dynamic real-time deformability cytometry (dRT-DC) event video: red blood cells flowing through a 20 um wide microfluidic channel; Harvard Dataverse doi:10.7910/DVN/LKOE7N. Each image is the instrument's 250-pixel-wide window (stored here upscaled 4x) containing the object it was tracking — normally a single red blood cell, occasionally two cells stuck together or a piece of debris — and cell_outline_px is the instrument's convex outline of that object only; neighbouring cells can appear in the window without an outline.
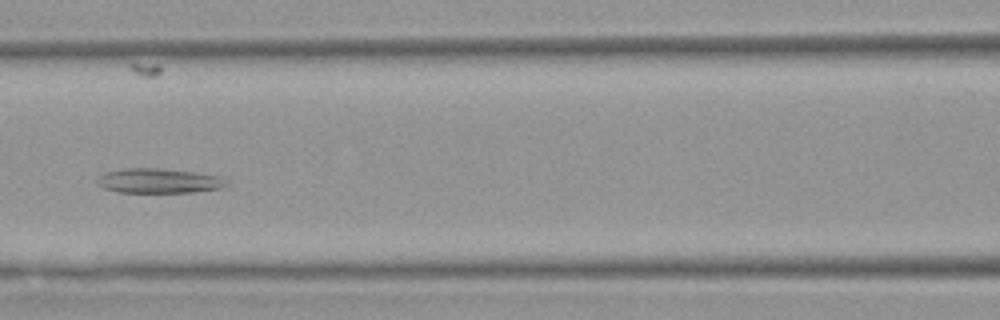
{"species": "Egyptian fruit bat (a non-hibernating species)", "species_latin": "Rousettus aegyptiacus", "temperature_condition": "warm", "stored_images_in_passage": 43, "camera_frame_rate_fps": 3000, "um_per_image_px": 0.085, "animal": {"sex": "female"}, "frame": {"image": 1, "passage_image": 14, "time_ms": 4.333, "image_size_px": [1000, 320], "cell_outline_px": [[228, 184], [224, 188], [192, 192], [120, 192], [104, 188], [96, 184], [96, 180], [100, 176], [108, 172], [124, 168], [160, 168], [196, 172], [220, 176], [228, 180]], "centroid_in_image_um": [13.55, 15.37], "position_along_channel_um": 153.0, "area_um2": 18.67}}
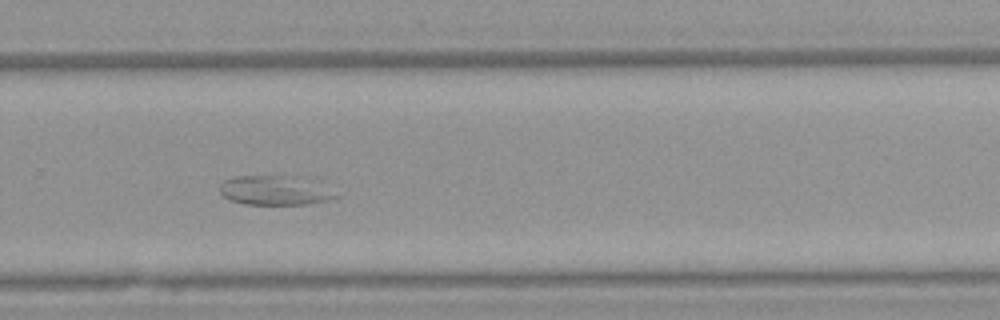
{"frame": {"image": 2, "passage_image": 26, "time_ms": 8.333, "image_size_px": [1000, 320], "cell_outline_px": [[340, 196], [328, 200], [312, 204], [244, 204], [232, 200], [224, 196], [220, 192], [220, 184], [224, 180], [236, 176], [308, 176], [320, 180]], "centroid_in_image_um": [23.5, 16.16], "position_along_channel_um": 306.3, "area_um2": 20.46}}
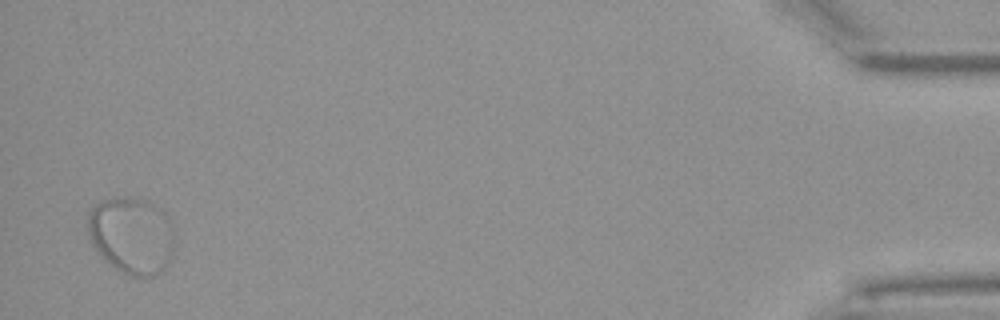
{"frame": {"image": 3, "passage_image": 42, "time_ms": 13.667, "image_size_px": [1000, 320], "cell_outline_px": [[172, 248], [168, 260], [164, 268], [160, 272], [152, 276], [128, 276], [116, 268], [92, 244], [88, 236], [88, 212], [100, 200], [112, 196], [120, 196], [140, 200], [152, 204], [160, 208], [168, 216], [172, 224]], "centroid_in_image_um": [11.16, 19.97], "position_along_channel_um": 424.0, "area_um2": 38.38}}